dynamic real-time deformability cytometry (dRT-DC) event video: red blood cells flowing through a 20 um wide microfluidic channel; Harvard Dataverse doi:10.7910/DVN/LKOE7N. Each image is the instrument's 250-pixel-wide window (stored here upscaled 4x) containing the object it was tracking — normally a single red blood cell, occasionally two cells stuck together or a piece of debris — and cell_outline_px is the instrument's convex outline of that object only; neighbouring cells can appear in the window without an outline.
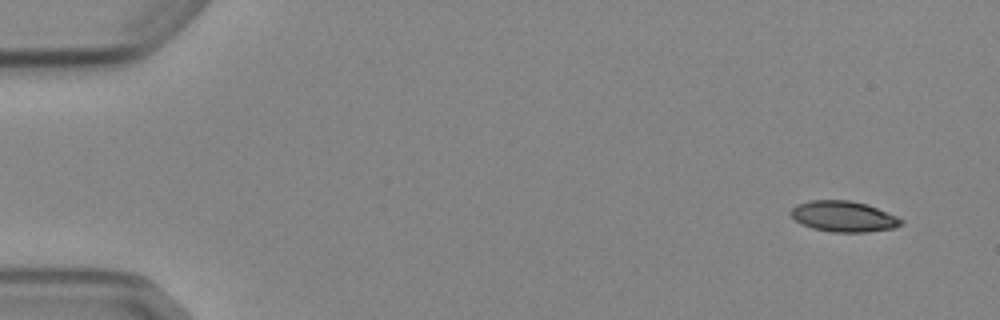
{"species": "Egyptian fruit bat (a non-hibernating species)", "species_latin": "Rousettus aegyptiacus", "temperature_condition": "cold", "stored_images_in_passage": 4, "camera_frame_rate_fps": 3000, "um_per_image_px": 0.085, "animal": {"sex": "female"}, "frame": {"image": 1, "passage_image": 1, "time_ms": 0.0, "image_size_px": [1000, 320], "cell_outline_px": [[904, 224], [896, 228], [868, 232], [832, 232], [812, 228], [800, 224], [788, 212], [796, 204], [812, 200], [848, 200], [868, 204], [896, 216], [904, 220]], "centroid_in_image_um": [71.72, 18.4], "position_along_channel_um": 13.3, "area_um2": 20.0}}
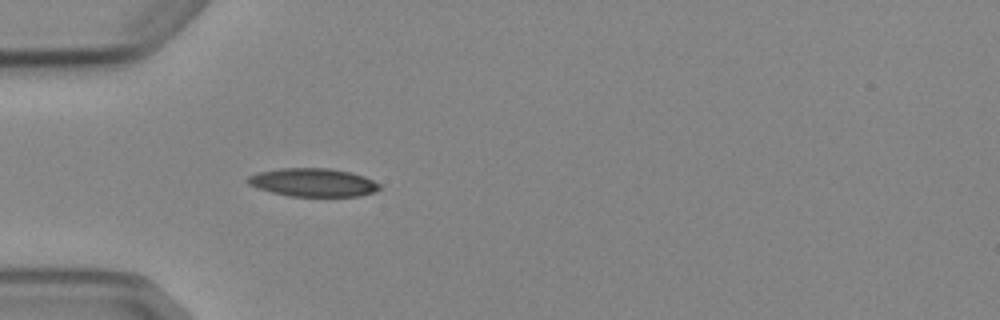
{"frame": {"image": 2, "passage_image": 4, "time_ms": 4.333, "image_size_px": [1000, 320], "cell_outline_px": [[380, 188], [372, 192], [360, 196], [288, 196], [272, 192], [248, 184], [244, 180], [248, 176], [256, 172], [280, 168], [332, 168], [352, 172], [364, 176], [380, 184]], "centroid_in_image_um": [26.58, 15.49], "position_along_channel_um": 58.4, "area_um2": 21.79}}